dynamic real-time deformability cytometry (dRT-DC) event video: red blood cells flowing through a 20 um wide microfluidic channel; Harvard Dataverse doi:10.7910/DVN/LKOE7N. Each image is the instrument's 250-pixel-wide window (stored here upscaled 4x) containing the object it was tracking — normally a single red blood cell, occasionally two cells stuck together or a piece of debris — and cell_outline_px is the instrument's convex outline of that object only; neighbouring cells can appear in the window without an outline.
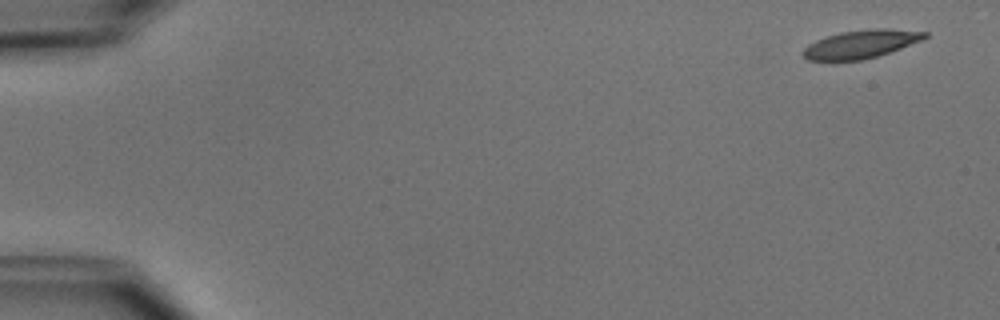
{"species": "common noctule bat (a hibernating species)", "species_latin": "Nyctalus noctula", "temperature_condition": "cold", "stored_images_in_passage": 5, "camera_frame_rate_fps": 3000, "um_per_image_px": 0.085, "animal": {"sex": "male", "body_mass_g": 15.6}, "frame": {"image": 1, "passage_image": 1, "time_ms": 0.0, "image_size_px": [1000, 320], "cell_outline_px": [[928, 36], [924, 40], [876, 56], [860, 60], [808, 60], [800, 52], [808, 44], [816, 40], [840, 32], [872, 28], [888, 28], [928, 32]], "centroid_in_image_um": [73.2, 3.73], "position_along_channel_um": 11.8, "area_um2": 19.94}}
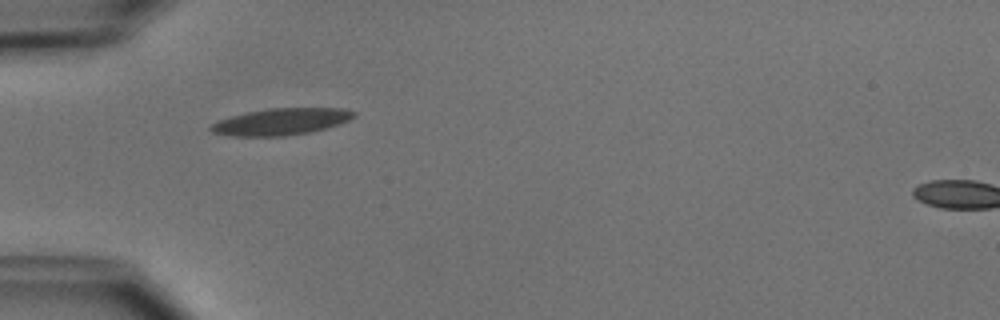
{"frame": {"image": 2, "passage_image": 5, "time_ms": 4.667, "image_size_px": [1000, 320], "cell_outline_px": [[356, 116], [340, 124], [308, 132], [284, 136], [232, 136], [212, 132], [208, 128], [212, 124], [220, 120], [232, 116], [248, 112], [268, 108], [344, 108], [356, 112]], "centroid_in_image_um": [23.91, 10.33], "position_along_channel_um": 61.1, "area_um2": 22.08}}